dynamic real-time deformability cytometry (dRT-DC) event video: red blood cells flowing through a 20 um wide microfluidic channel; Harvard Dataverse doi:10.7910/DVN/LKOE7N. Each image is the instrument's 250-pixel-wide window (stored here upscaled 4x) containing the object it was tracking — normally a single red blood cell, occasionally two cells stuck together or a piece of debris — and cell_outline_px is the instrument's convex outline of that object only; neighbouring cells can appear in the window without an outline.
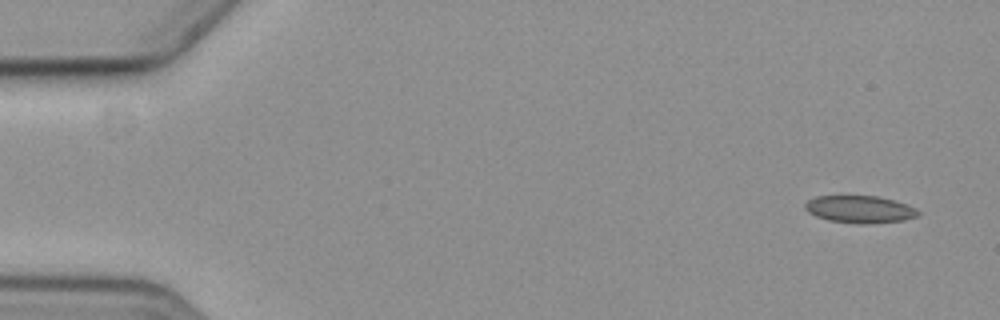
{"species": "common noctule bat (a hibernating species)", "species_latin": "Nyctalus noctula", "temperature_condition": "cold", "stored_images_in_passage": 3, "segment_of_instrument_passage": [2, 2], "camera_frame_rate_fps": 3000, "um_per_image_px": 0.085, "animal": {"sex": "female", "body_mass_g": 19.3, "forearm_length_mm": 54.1}, "frame": {"image": 1, "passage_image": 3, "time_ms": 2.667, "image_size_px": [1000, 320], "cell_outline_px": [[920, 212], [916, 216], [904, 220], [860, 224], [828, 220], [816, 216], [808, 212], [804, 208], [804, 204], [808, 200], [816, 196], [876, 196], [892, 200], [916, 208]], "centroid_in_image_um": [73.04, 17.79], "position_along_channel_um": 12.0, "area_um2": 17.74}}